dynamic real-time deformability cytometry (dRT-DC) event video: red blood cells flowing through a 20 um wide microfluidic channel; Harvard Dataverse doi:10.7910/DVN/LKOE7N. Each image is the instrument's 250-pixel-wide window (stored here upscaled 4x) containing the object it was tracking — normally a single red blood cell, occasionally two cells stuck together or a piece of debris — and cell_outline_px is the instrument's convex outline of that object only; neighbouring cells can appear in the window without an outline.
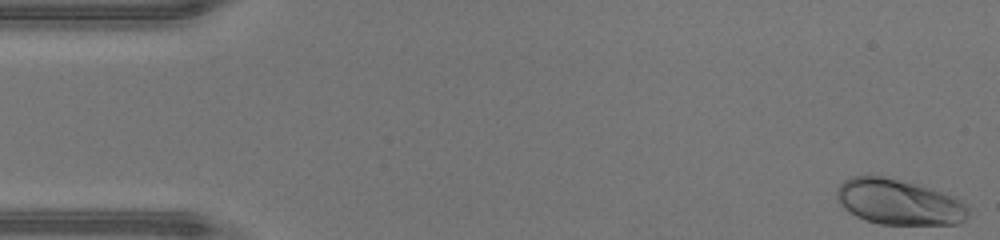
{"species": "human", "species_latin": "Homo sapiens", "temperature_condition": "warm", "stored_images_in_passage": 46, "camera_frame_rate_fps": 3000, "um_per_image_px": 0.085, "donor": {"sex": "male"}, "frame": {"image": 1, "passage_image": 1, "time_ms": 0.0, "image_size_px": [1000, 240], "cell_outline_px": [[968, 216], [960, 224], [880, 224], [864, 220], [848, 212], [840, 204], [836, 196], [836, 188], [844, 180], [852, 176], [884, 176], [928, 188], [964, 200], [968, 204]], "centroid_in_image_um": [76.39, 17.18], "position_along_channel_um": 8.6, "area_um2": 34.85}}
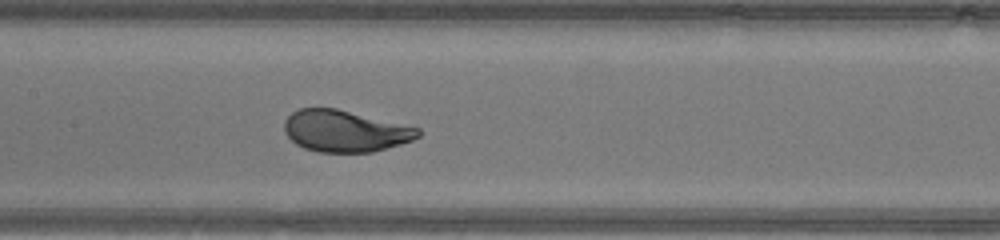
{"frame": {"image": 2, "passage_image": 22, "time_ms": 7.0, "image_size_px": [1000, 240], "cell_outline_px": [[424, 132], [420, 136], [412, 140], [400, 144], [372, 152], [316, 152], [304, 148], [296, 144], [284, 132], [284, 120], [292, 112], [300, 108], [336, 108], [420, 128]], "centroid_in_image_um": [29.33, 11.14], "position_along_channel_um": 178.1, "area_um2": 32.48}}
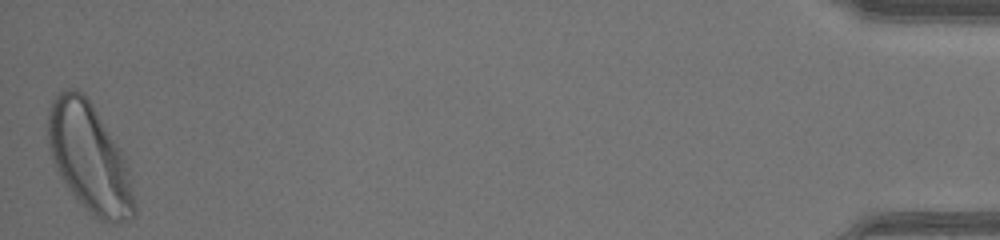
{"frame": {"image": 3, "passage_image": 46, "time_ms": 15.0, "image_size_px": [1000, 240], "cell_outline_px": [[136, 216], [132, 220], [120, 224], [112, 224], [100, 220], [92, 216], [72, 196], [64, 184], [52, 160], [48, 144], [48, 112], [52, 100], [60, 92], [68, 88], [76, 88], [92, 104], [120, 148], [128, 164], [136, 204]], "centroid_in_image_um": [7.63, 13.51], "position_along_channel_um": 427.6, "area_um2": 55.26}, "authors_computed_cell_mechanics": {"area_um2": 33.3506, "velocity_mm_per_s": 4.424, "shape_relaxation_time_tau1_ms": 2.1313, "shape_relaxation_time_tau2_ms": null, "deformation_change_tau1": 0.1534, "deformation_change_tau2": null}}